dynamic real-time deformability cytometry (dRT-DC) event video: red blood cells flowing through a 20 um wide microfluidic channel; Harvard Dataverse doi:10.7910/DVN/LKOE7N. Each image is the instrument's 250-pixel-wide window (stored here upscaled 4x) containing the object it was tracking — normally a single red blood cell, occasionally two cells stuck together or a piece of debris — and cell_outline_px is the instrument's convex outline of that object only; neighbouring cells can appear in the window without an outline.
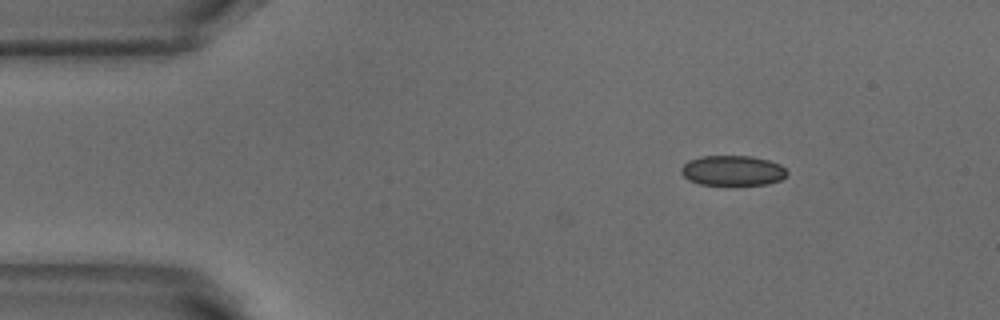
{"species": "common noctule bat (a hibernating species)", "species_latin": "Nyctalus noctula", "temperature_condition": "warm", "stored_images_in_passage": 2, "camera_frame_rate_fps": 3000, "um_per_image_px": 0.085, "animal": {"sex": "male", "body_mass_g": 18.8}, "frame": {"image": 1, "passage_image": 2, "time_ms": 0.333, "image_size_px": [1000, 320], "cell_outline_px": [[788, 176], [780, 180], [768, 184], [700, 184], [688, 180], [680, 172], [680, 168], [688, 160], [700, 156], [752, 156], [768, 160], [780, 164], [788, 172]], "centroid_in_image_um": [62.27, 14.49], "position_along_channel_um": 22.7, "area_um2": 18.61}}